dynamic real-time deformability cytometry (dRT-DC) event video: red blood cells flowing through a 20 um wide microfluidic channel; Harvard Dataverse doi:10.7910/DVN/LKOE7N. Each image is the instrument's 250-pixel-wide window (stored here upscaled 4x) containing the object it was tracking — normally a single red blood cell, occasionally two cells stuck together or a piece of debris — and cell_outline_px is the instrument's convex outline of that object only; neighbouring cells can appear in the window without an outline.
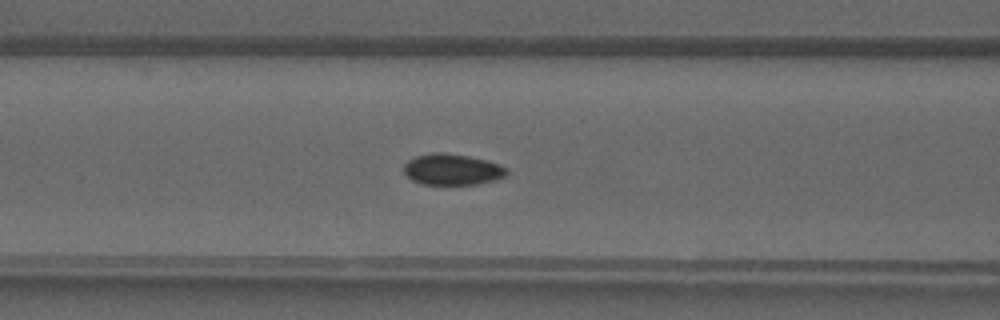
{"species": "common noctule bat (a hibernating species)", "species_latin": "Nyctalus noctula", "temperature_condition": "warm", "stored_images_in_passage": 41, "camera_frame_rate_fps": 3000, "um_per_image_px": 0.085, "animal": {"sex": "male", "forearm_length_mm": 52.5}, "frame": {"image": 1, "passage_image": 17, "time_ms": 5.333, "image_size_px": [1000, 320], "cell_outline_px": [[508, 172], [504, 176], [496, 180], [476, 184], [420, 184], [412, 180], [404, 172], [404, 164], [408, 160], [416, 156], [436, 152], [440, 152], [468, 156], [500, 164], [508, 168]], "centroid_in_image_um": [38.44, 14.41], "position_along_channel_um": 128.2, "area_um2": 18.55}}
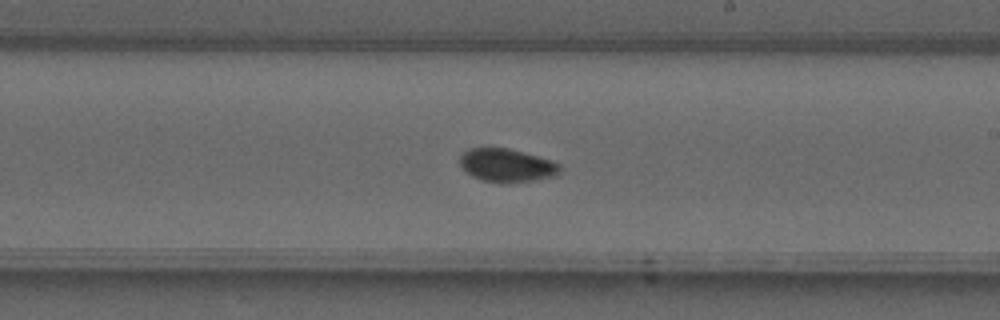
{"frame": {"image": 2, "passage_image": 24, "time_ms": 7.667, "image_size_px": [1000, 320], "cell_outline_px": [[560, 172], [556, 176], [532, 180], [504, 184], [500, 184], [480, 180], [464, 172], [460, 164], [460, 156], [468, 148], [508, 148], [524, 152], [552, 160], [560, 164]], "centroid_in_image_um": [43.06, 14.07], "position_along_channel_um": 245.9, "area_um2": 19.71}}
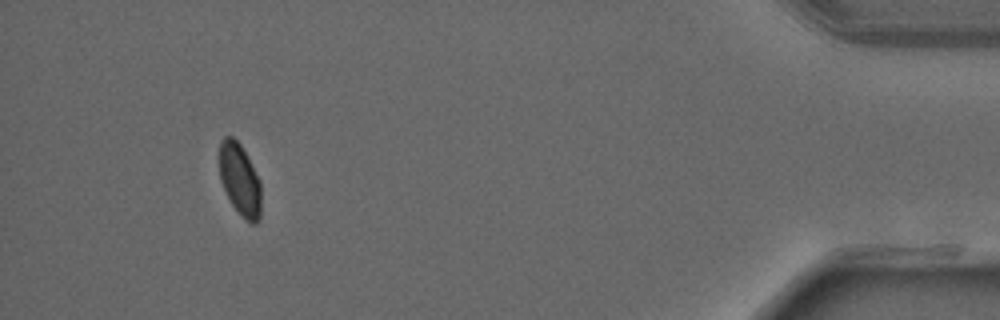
{"frame": {"image": 3, "passage_image": 38, "time_ms": 12.333, "image_size_px": [1000, 320], "cell_outline_px": [[260, 220], [256, 224], [252, 224], [232, 204], [220, 180], [220, 140], [224, 136], [232, 136], [240, 144], [260, 180]], "centroid_in_image_um": [20.39, 15.24], "position_along_channel_um": 414.8, "area_um2": 17.11}}